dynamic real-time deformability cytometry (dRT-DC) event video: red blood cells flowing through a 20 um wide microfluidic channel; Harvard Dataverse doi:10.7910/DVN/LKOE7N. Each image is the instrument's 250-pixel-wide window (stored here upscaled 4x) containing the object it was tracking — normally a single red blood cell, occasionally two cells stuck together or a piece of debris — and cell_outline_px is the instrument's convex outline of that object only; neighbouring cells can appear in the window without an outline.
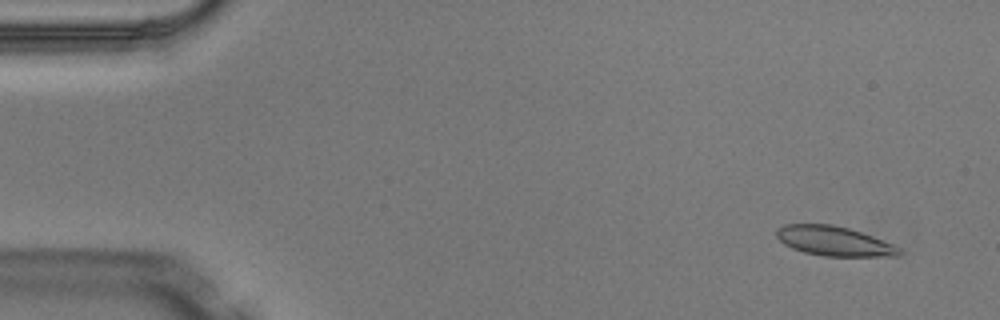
{"species": "Egyptian fruit bat (a non-hibernating species)", "species_latin": "Rousettus aegyptiacus", "temperature_condition": "warm", "stored_images_in_passage": 3, "camera_frame_rate_fps": 3000, "um_per_image_px": 0.085, "animal": {"sex": "male"}, "frame": {"image": 1, "passage_image": 1, "time_ms": 0.0, "image_size_px": [1000, 320], "cell_outline_px": [[904, 252], [900, 256], [824, 256], [804, 252], [792, 248], [784, 244], [776, 236], [776, 228], [784, 224], [832, 224], [848, 228], [872, 236], [892, 244], [900, 248]], "centroid_in_image_um": [70.89, 20.49], "position_along_channel_um": 14.1, "area_um2": 21.15}}